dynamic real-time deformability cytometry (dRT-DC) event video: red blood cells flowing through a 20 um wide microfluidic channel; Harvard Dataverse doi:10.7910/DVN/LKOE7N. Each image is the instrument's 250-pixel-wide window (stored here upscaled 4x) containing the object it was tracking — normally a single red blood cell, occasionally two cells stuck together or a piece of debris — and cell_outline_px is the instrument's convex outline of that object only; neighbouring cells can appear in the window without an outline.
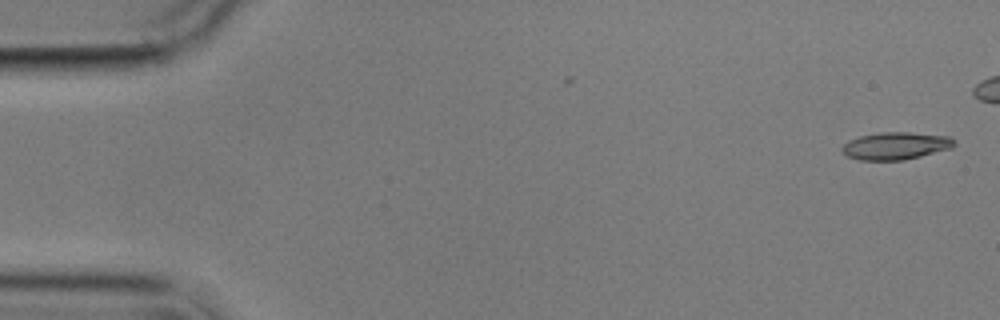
{"species": "common noctule bat (a hibernating species)", "species_latin": "Nyctalus noctula", "temperature_condition": "cold", "stored_images_in_passage": 6, "camera_frame_rate_fps": 3000, "um_per_image_px": 0.085, "animal": {"sex": "male", "body_mass_g": 17.9}, "frame": {"image": 1, "passage_image": 1, "time_ms": 0.0, "image_size_px": [1000, 320], "cell_outline_px": [[956, 144], [952, 148], [904, 160], [860, 160], [848, 156], [840, 152], [840, 148], [848, 140], [860, 136], [880, 132], [908, 132], [948, 136], [956, 140]], "centroid_in_image_um": [76.12, 12.39], "position_along_channel_um": 8.9, "area_um2": 18.03}}